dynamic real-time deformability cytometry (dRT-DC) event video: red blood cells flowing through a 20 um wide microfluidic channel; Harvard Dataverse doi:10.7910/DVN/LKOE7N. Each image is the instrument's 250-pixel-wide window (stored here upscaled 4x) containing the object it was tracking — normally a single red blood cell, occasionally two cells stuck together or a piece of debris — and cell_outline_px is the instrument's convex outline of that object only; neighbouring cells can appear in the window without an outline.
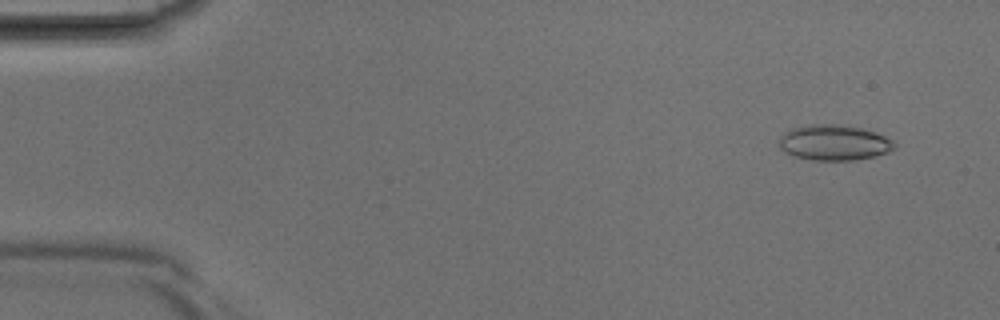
{"species": "Egyptian fruit bat (a non-hibernating species)", "species_latin": "Rousettus aegyptiacus", "temperature_condition": "room temperature", "stored_images_in_passage": 41, "camera_frame_rate_fps": 3000, "um_per_image_px": 0.085, "animal": {"sex": "male"}, "frame": {"image": 1, "passage_image": 3, "time_ms": 0.667, "image_size_px": [1000, 320], "cell_outline_px": [[896, 148], [888, 152], [876, 156], [856, 160], [812, 160], [792, 156], [784, 152], [780, 148], [780, 136], [784, 132], [792, 128], [808, 124], [836, 124], [864, 128], [876, 132], [892, 140], [896, 144]], "centroid_in_image_um": [70.9, 12.12], "position_along_channel_um": 14.1, "area_um2": 24.16}}
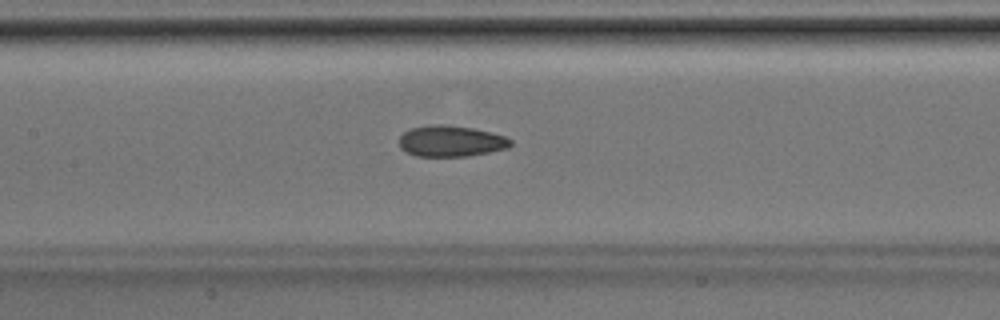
{"frame": {"image": 2, "passage_image": 19, "time_ms": 6.0, "image_size_px": [1000, 320], "cell_outline_px": [[512, 144], [508, 148], [468, 156], [416, 156], [400, 148], [400, 136], [404, 132], [412, 128], [432, 124], [440, 124], [472, 128], [492, 132], [504, 136], [512, 140]], "centroid_in_image_um": [38.34, 11.99], "position_along_channel_um": 169.1, "area_um2": 20.06}}
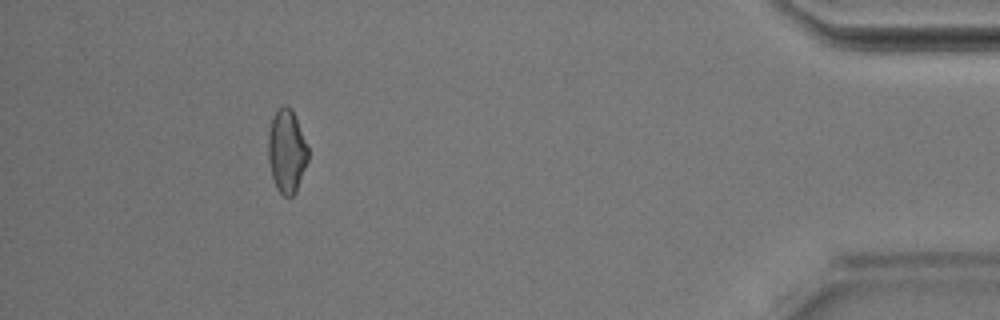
{"frame": {"image": 3, "passage_image": 37, "time_ms": 12.0, "image_size_px": [1000, 320], "cell_outline_px": [[308, 160], [296, 192], [292, 196], [284, 196], [276, 188], [272, 176], [268, 160], [268, 132], [272, 116], [280, 104], [288, 104], [292, 108], [308, 148]], "centroid_in_image_um": [24.35, 12.8], "position_along_channel_um": 410.8, "area_um2": 19.59}}